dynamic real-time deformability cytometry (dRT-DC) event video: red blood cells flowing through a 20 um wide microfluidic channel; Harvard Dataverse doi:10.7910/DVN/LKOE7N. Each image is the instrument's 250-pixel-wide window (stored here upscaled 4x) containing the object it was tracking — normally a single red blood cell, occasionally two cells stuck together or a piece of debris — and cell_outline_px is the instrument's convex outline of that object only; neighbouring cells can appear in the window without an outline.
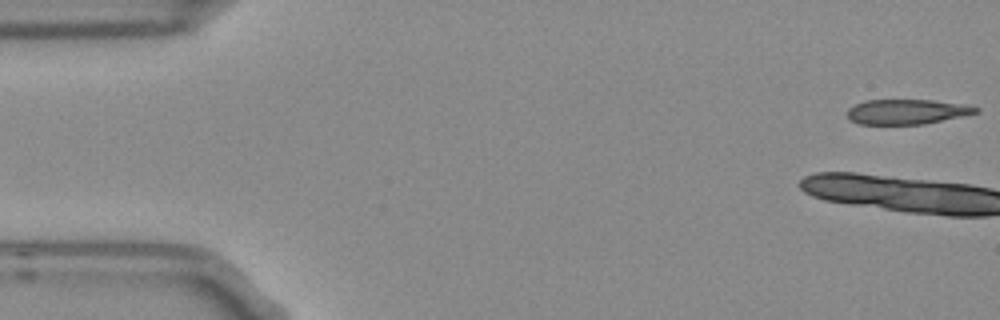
{"species": "Egyptian fruit bat (a non-hibernating species)", "species_latin": "Rousettus aegyptiacus", "temperature_condition": "room temperature", "stored_images_in_passage": 5, "camera_frame_rate_fps": 3000, "um_per_image_px": 0.085, "frame": {"image": 1, "passage_image": 1, "time_ms": 0.0, "image_size_px": [1000, 320], "cell_outline_px": [[980, 112], [964, 116], [924, 124], [860, 124], [848, 120], [848, 108], [864, 100], [932, 100], [964, 104], [980, 108]], "centroid_in_image_um": [77.1, 9.5], "position_along_channel_um": 7.9, "area_um2": 18.79}}